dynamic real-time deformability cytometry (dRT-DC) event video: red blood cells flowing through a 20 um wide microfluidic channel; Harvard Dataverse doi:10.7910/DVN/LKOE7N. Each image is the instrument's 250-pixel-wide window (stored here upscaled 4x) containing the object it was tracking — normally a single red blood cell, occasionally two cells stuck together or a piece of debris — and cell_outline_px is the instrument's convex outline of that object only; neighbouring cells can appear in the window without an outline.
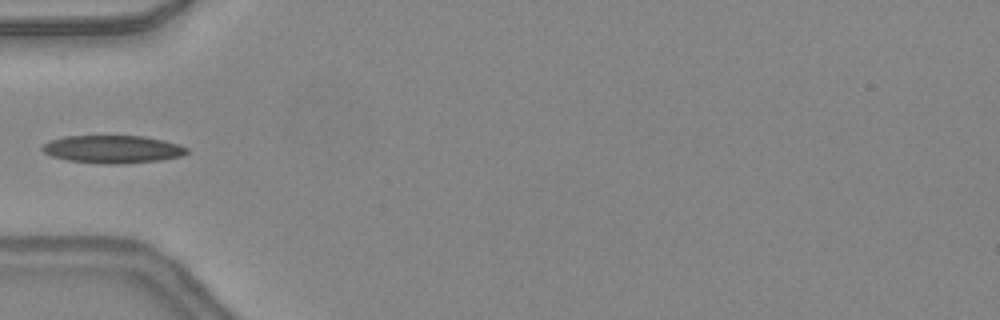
{"species": "common noctule bat (a hibernating species)", "species_latin": "Nyctalus noctula", "temperature_condition": "warm", "stored_images_in_passage": 32, "camera_frame_rate_fps": 3000, "um_per_image_px": 0.085, "animal": {"sex": "female", "body_mass_g": 24.6, "forearm_length_mm": 56.2}, "frame": {"image": 1, "passage_image": 1, "time_ms": 0.0, "image_size_px": [1000, 320], "cell_outline_px": [[188, 152], [184, 156], [160, 160], [124, 164], [100, 164], [68, 160], [52, 156], [44, 152], [40, 148], [48, 140], [64, 136], [144, 136], [164, 140], [188, 148]], "centroid_in_image_um": [9.57, 12.69], "position_along_channel_um": 75.4, "area_um2": 23.58}}
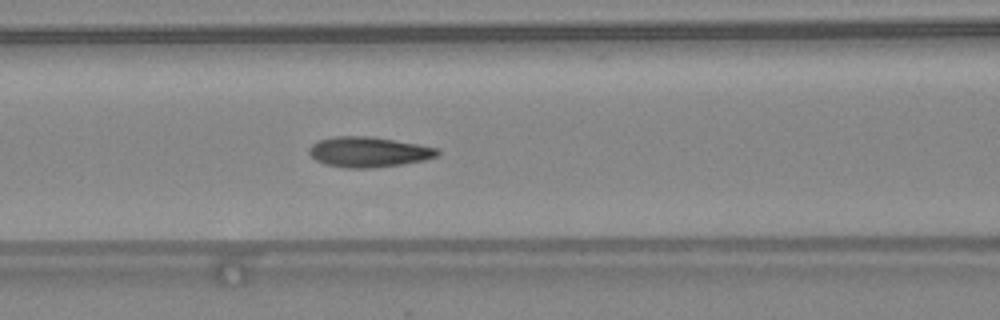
{"frame": {"image": 2, "passage_image": 5, "time_ms": 1.333, "image_size_px": [1000, 320], "cell_outline_px": [[440, 152], [436, 156], [424, 160], [376, 168], [348, 168], [324, 164], [316, 160], [308, 152], [308, 148], [312, 144], [320, 140], [336, 136], [364, 136], [392, 140], [440, 148]], "centroid_in_image_um": [31.31, 12.93], "position_along_channel_um": 135.3, "area_um2": 22.43}}